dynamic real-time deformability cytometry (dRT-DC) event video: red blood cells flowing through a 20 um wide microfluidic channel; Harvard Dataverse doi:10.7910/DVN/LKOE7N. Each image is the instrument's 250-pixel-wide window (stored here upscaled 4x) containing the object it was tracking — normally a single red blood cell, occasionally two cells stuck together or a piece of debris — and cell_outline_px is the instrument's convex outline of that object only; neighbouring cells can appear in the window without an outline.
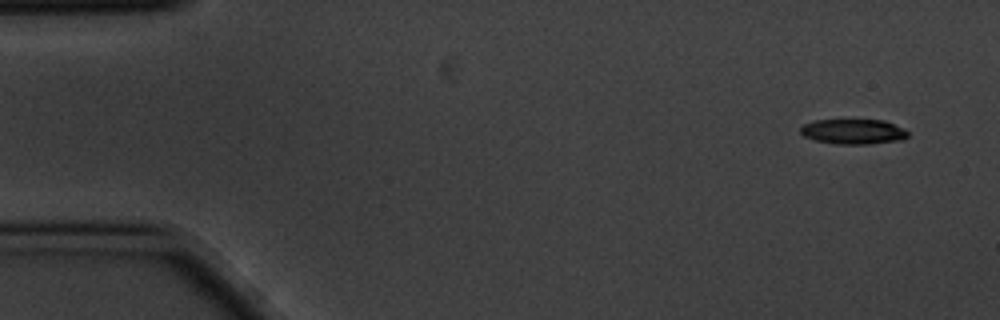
{"species": "common noctule bat (a hibernating species)", "species_latin": "Nyctalus noctula", "temperature_condition": "cold", "stored_images_in_passage": 14, "camera_frame_rate_fps": 3000, "um_per_image_px": 0.085, "animal": {"sex": "male", "body_mass_g": 20.1, "forearm_length_mm": 53.5}, "frame": {"image": 1, "passage_image": 1, "time_ms": 0.0, "image_size_px": [1000, 320], "cell_outline_px": [[908, 136], [904, 140], [868, 144], [836, 144], [816, 140], [804, 136], [800, 132], [800, 128], [804, 124], [816, 120], [884, 120], [904, 128], [908, 132]], "centroid_in_image_um": [72.57, 11.19], "position_along_channel_um": 12.4, "area_um2": 15.72}}
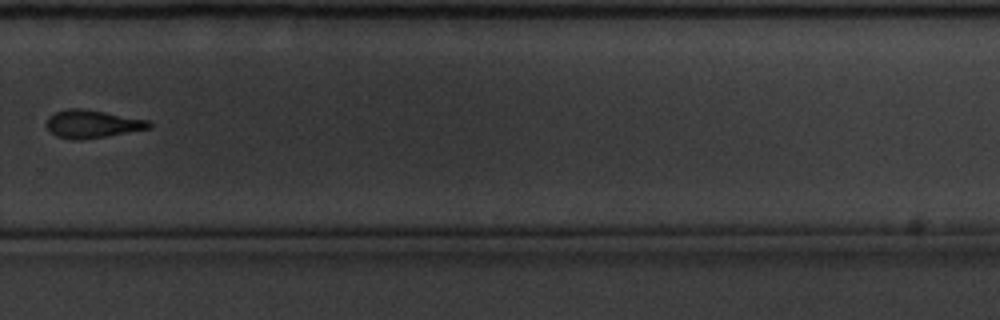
{"frame": {"image": 2, "passage_image": 10, "time_ms": 3.0, "image_size_px": [1000, 320], "cell_outline_px": [[152, 128], [80, 140], [72, 140], [56, 136], [48, 128], [48, 116], [56, 112], [68, 108], [80, 108], [104, 112], [148, 120], [152, 124]], "centroid_in_image_um": [7.84, 10.54], "position_along_channel_um": 322.0, "area_um2": 16.42}}